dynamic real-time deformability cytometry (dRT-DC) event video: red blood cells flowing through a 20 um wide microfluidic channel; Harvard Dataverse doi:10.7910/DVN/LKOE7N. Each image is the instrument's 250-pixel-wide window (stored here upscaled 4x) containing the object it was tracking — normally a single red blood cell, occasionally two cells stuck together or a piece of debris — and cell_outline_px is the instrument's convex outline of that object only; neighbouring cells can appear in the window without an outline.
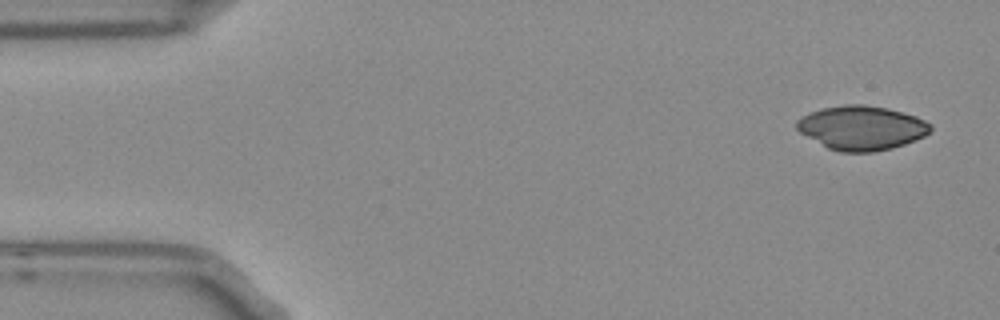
{"species": "Egyptian fruit bat (a non-hibernating species)", "species_latin": "Rousettus aegyptiacus", "temperature_condition": "room temperature", "stored_images_in_passage": 5, "segment_of_instrument_passage": [2, 2], "camera_frame_rate_fps": 3000, "um_per_image_px": 0.085, "frame": {"image": 1, "passage_image": 5, "time_ms": 1.333, "image_size_px": [1000, 320], "cell_outline_px": [[932, 128], [924, 136], [916, 140], [892, 148], [872, 152], [840, 152], [828, 148], [800, 132], [796, 128], [796, 120], [812, 112], [824, 108], [844, 104], [864, 104], [888, 108], [916, 116], [932, 124]], "centroid_in_image_um": [73.26, 10.86], "position_along_channel_um": 11.7, "area_um2": 34.28}}